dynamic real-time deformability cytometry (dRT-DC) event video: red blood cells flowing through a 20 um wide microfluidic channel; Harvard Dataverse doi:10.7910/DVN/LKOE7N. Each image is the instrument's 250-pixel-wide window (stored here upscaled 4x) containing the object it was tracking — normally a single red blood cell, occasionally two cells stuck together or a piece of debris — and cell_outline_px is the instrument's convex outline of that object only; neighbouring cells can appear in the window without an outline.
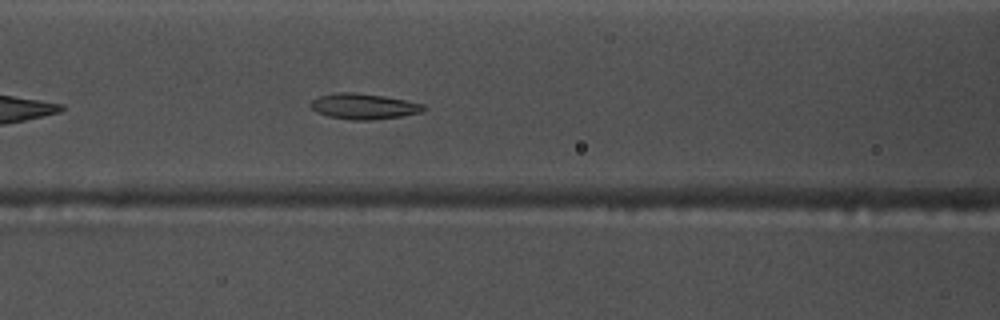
{"species": "common noctule bat (a hibernating species)", "species_latin": "Nyctalus noctula", "temperature_condition": "warm", "stored_images_in_passage": 39, "camera_frame_rate_fps": 3000, "um_per_image_px": 0.085, "animal": {"sex": "male", "body_mass_g": 17.5, "forearm_length_mm": 52.3}, "frame": {"image": 1, "passage_image": 7, "time_ms": 2.0, "image_size_px": [1000, 320], "cell_outline_px": [[424, 108], [420, 112], [400, 116], [372, 120], [352, 120], [328, 116], [316, 112], [308, 104], [312, 100], [320, 96], [336, 92], [356, 92], [384, 96], [424, 104]], "centroid_in_image_um": [30.86, 9.03], "position_along_channel_um": 135.7, "area_um2": 16.76}}
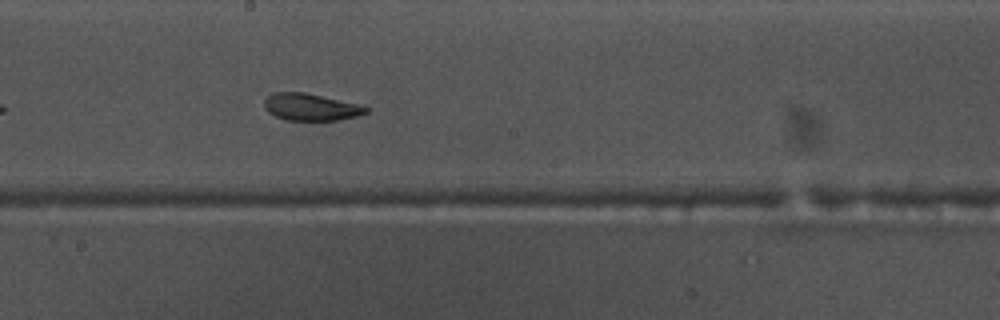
{"frame": {"image": 2, "passage_image": 14, "time_ms": 4.333, "image_size_px": [1000, 320], "cell_outline_px": [[368, 112], [356, 116], [340, 120], [284, 120], [268, 112], [264, 108], [264, 100], [272, 92], [304, 92], [356, 104], [368, 108]], "centroid_in_image_um": [26.36, 9.1], "position_along_channel_um": 221.8, "area_um2": 15.84}}
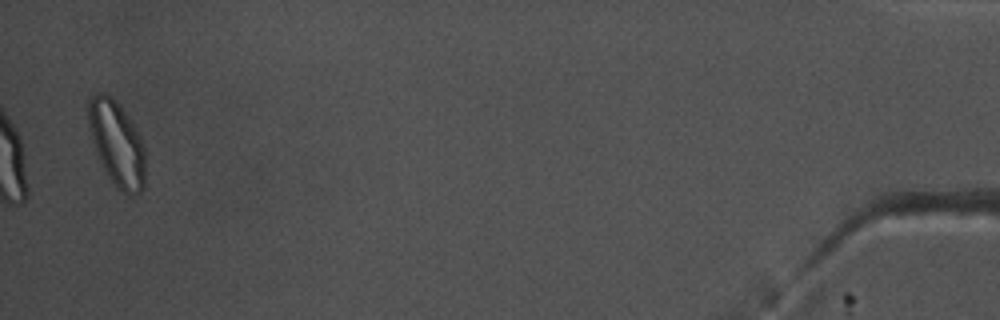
{"frame": {"image": 3, "passage_image": 38, "time_ms": 12.333, "image_size_px": [1000, 320], "cell_outline_px": [[144, 188], [140, 192], [132, 196], [128, 196], [120, 192], [116, 188], [108, 176], [96, 152], [92, 140], [88, 124], [88, 100], [96, 92], [104, 92], [128, 116], [140, 136], [144, 148]], "centroid_in_image_um": [9.93, 12.26], "position_along_channel_um": 425.3, "area_um2": 27.92}, "authors_computed_cell_mechanics": {"area_um2": 16.8198, "velocity_mm_per_s": 3.7154, "shape_relaxation_time_tau1_ms": null, "shape_relaxation_time_tau2_ms": 2.9507, "deformation_change_tau1": null, "deformation_change_tau2": 0.0639}}